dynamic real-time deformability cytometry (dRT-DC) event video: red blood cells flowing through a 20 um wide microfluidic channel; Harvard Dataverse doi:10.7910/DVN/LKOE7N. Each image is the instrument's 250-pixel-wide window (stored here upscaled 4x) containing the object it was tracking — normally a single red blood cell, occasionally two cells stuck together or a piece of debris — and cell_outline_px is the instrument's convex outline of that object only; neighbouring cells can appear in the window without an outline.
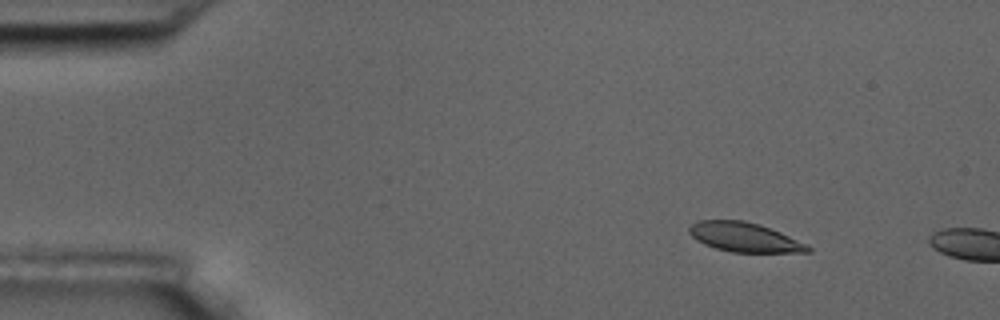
{"species": "common noctule bat (a hibernating species)", "species_latin": "Nyctalus noctula", "temperature_condition": "room temperature", "stored_images_in_passage": 2, "camera_frame_rate_fps": 3000, "um_per_image_px": 0.085, "animal": {"sex": "male", "body_mass_g": 17.5, "forearm_length_mm": 52.3}, "frame": {"image": 1, "passage_image": 1, "time_ms": 0.0, "image_size_px": [1000, 320], "cell_outline_px": [[812, 248], [808, 252], [732, 252], [716, 248], [704, 244], [696, 240], [688, 232], [688, 228], [696, 220], [744, 220], [780, 232]], "centroid_in_image_um": [63.2, 20.16], "position_along_channel_um": 21.8, "area_um2": 19.94}}